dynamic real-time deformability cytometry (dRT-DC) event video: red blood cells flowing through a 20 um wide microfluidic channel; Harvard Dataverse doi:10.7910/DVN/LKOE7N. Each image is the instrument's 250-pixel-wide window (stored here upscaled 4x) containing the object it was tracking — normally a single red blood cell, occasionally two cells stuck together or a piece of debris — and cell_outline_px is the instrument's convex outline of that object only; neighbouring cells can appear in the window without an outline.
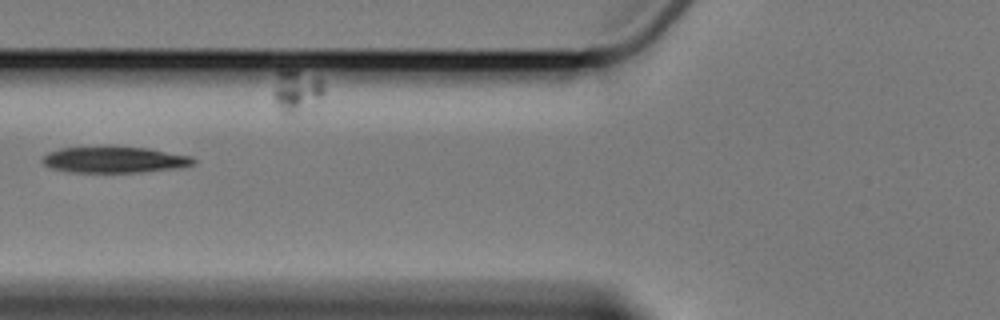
{"species": "Egyptian fruit bat (a non-hibernating species)", "species_latin": "Rousettus aegyptiacus", "temperature_condition": "cold", "stored_images_in_passage": 9, "segment_of_instrument_passage": [1, 2], "camera_frame_rate_fps": 3000, "um_per_image_px": 0.085, "animal": {"sex": "female"}, "frame": {"image": 1, "passage_image": 6, "time_ms": 6.0, "image_size_px": [1000, 320], "cell_outline_px": [[196, 164], [180, 168], [140, 172], [68, 172], [52, 168], [44, 164], [40, 160], [40, 156], [48, 152], [60, 148], [104, 144], [112, 144], [148, 148], [192, 156], [196, 160]], "centroid_in_image_um": [9.7, 13.53], "position_along_channel_um": 116.1, "area_um2": 24.22}}
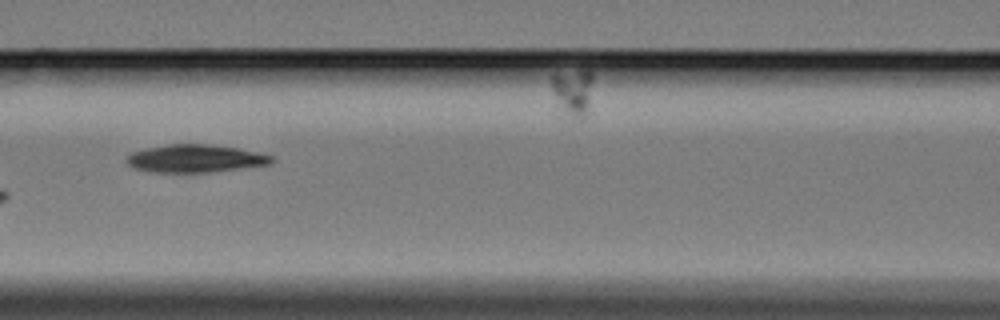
{"frame": {"image": 2, "passage_image": 7, "time_ms": 7.0, "image_size_px": [1000, 320], "cell_outline_px": [[276, 160], [272, 164], [212, 172], [148, 172], [132, 168], [124, 160], [132, 152], [144, 148], [168, 144], [208, 144], [240, 148], [260, 152], [272, 156]], "centroid_in_image_um": [16.61, 13.47], "position_along_channel_um": 150.0, "area_um2": 23.87}}
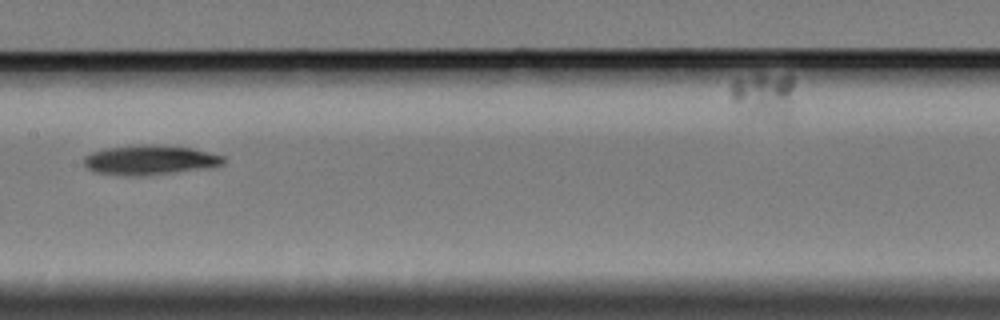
{"frame": {"image": 3, "passage_image": 8, "time_ms": 8.333, "image_size_px": [1000, 320], "cell_outline_px": [[228, 160], [224, 164], [216, 168], [144, 176], [124, 176], [96, 172], [88, 168], [84, 164], [84, 156], [92, 152], [108, 148], [136, 144], [156, 144], [192, 148], [224, 156]], "centroid_in_image_um": [12.83, 13.61], "position_along_channel_um": 194.6, "area_um2": 24.74}}